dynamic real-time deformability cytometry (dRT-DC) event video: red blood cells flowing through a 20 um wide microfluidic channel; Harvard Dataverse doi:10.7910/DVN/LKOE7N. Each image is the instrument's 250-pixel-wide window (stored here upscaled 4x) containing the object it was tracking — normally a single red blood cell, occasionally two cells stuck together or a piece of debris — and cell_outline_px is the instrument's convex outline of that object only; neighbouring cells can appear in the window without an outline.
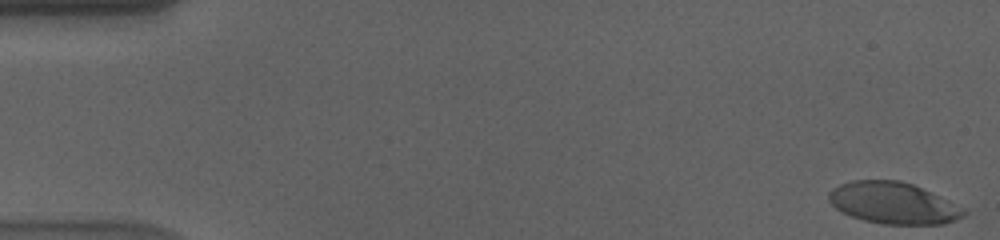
{"species": "human", "species_latin": "Homo sapiens", "temperature_condition": "cold", "stored_images_in_passage": 57, "camera_frame_rate_fps": 3000, "um_per_image_px": 0.085, "donor": {"sex": "male"}, "frame": {"image": 1, "passage_image": 1, "time_ms": 0.0, "image_size_px": [1000, 240], "cell_outline_px": [[968, 212], [964, 216], [956, 220], [944, 224], [884, 224], [864, 220], [852, 216], [836, 208], [828, 200], [828, 192], [832, 188], [840, 184], [852, 180], [900, 180], [912, 184], [964, 208]], "centroid_in_image_um": [75.92, 17.26], "position_along_channel_um": 9.1, "area_um2": 32.48}}
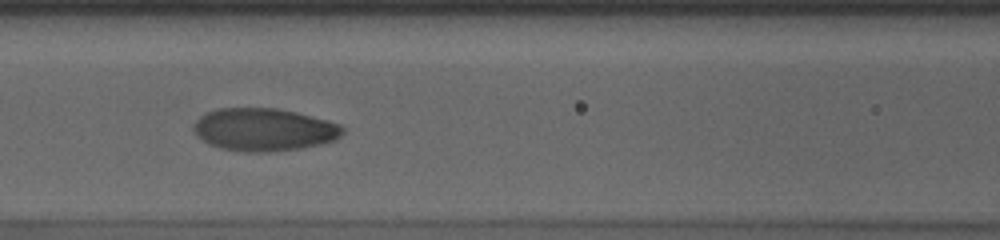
{"frame": {"image": 2, "passage_image": 25, "time_ms": 8.0, "image_size_px": [1000, 240], "cell_outline_px": [[344, 132], [336, 140], [320, 144], [300, 148], [276, 152], [248, 152], [220, 148], [208, 144], [196, 136], [192, 128], [192, 124], [204, 112], [220, 108], [276, 108], [296, 112], [328, 120], [340, 124], [344, 128]], "centroid_in_image_um": [22.41, 11.02], "position_along_channel_um": 144.2, "area_um2": 37.51}}
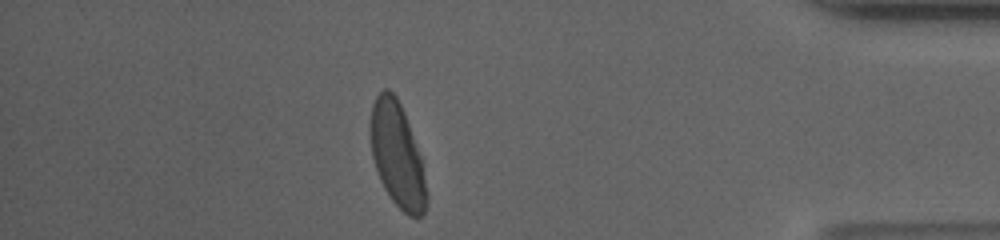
{"frame": {"image": 3, "passage_image": 50, "time_ms": 16.333, "image_size_px": [1000, 240], "cell_outline_px": [[428, 200], [424, 212], [420, 216], [408, 216], [392, 200], [384, 188], [380, 180], [372, 156], [368, 132], [368, 124], [372, 104], [376, 96], [384, 88], [388, 88], [396, 96], [404, 112], [420, 156], [428, 196]], "centroid_in_image_um": [33.72, 13.14], "position_along_channel_um": 401.5, "area_um2": 34.28}, "authors_computed_cell_mechanics": {"area_um2": 35.547, "velocity_mm_per_s": 3.562, "shape_relaxation_time_tau1_ms": 3.7904, "shape_relaxation_time_tau2_ms": 1.0534, "deformation_change_tau1": 0.1788, "deformation_change_tau2": 0.0426}}